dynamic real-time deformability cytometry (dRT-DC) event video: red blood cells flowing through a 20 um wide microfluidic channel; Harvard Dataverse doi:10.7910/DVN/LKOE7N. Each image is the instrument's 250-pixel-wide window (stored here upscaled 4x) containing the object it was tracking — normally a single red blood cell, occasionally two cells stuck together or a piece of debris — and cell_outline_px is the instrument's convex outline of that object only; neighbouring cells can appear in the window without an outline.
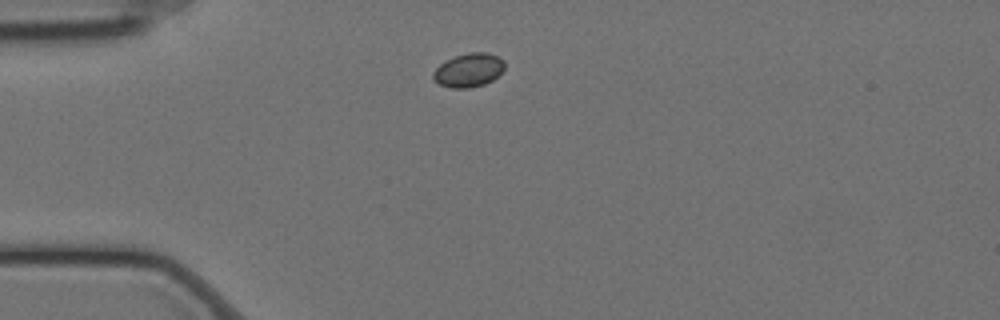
{"species": "Egyptian fruit bat (a non-hibernating species)", "species_latin": "Rousettus aegyptiacus", "temperature_condition": "cold", "stored_images_in_passage": 45, "camera_frame_rate_fps": 3000, "um_per_image_px": 0.085, "animal": {"sex": "female"}, "frame": {"image": 1, "passage_image": 1, "time_ms": 0.0, "image_size_px": [1000, 320], "cell_outline_px": [[504, 68], [492, 80], [484, 84], [468, 88], [452, 88], [440, 84], [432, 76], [432, 72], [440, 64], [456, 56], [468, 52], [488, 52], [504, 60]], "centroid_in_image_um": [39.84, 5.95], "position_along_channel_um": 45.2, "area_um2": 13.81}}
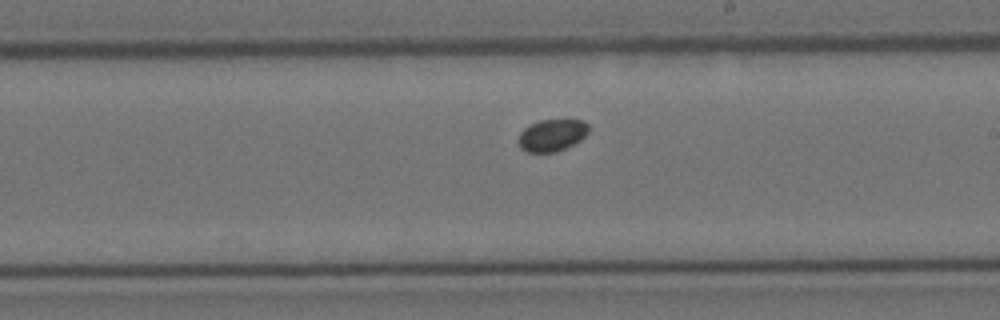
{"frame": {"image": 2, "passage_image": 20, "time_ms": 6.333, "image_size_px": [1000, 320], "cell_outline_px": [[588, 132], [580, 140], [556, 152], [528, 152], [520, 148], [520, 132], [524, 128], [540, 120], [584, 120], [588, 124]], "centroid_in_image_um": [46.93, 11.49], "position_along_channel_um": 242.1, "area_um2": 12.83}}
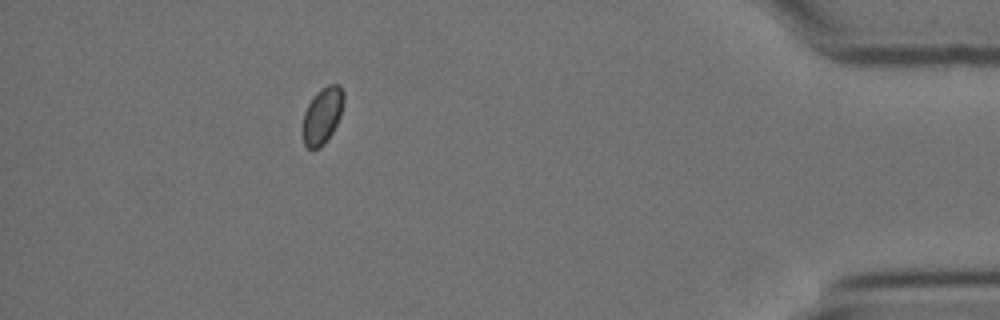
{"frame": {"image": 3, "passage_image": 39, "time_ms": 12.667, "image_size_px": [1000, 320], "cell_outline_px": [[344, 100], [340, 116], [332, 132], [324, 144], [320, 148], [308, 148], [304, 144], [300, 132], [304, 112], [308, 104], [316, 92], [328, 84], [340, 84], [344, 92]], "centroid_in_image_um": [27.37, 9.82], "position_along_channel_um": 407.8, "area_um2": 13.76}}